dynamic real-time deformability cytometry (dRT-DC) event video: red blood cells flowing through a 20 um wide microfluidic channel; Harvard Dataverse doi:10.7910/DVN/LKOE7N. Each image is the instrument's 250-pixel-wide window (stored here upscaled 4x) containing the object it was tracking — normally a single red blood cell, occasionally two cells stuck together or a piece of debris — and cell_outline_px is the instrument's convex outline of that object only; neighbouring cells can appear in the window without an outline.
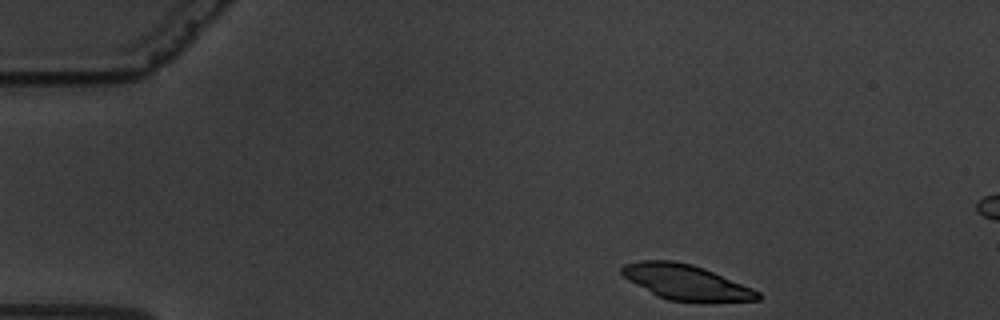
{"species": "common noctule bat (a hibernating species)", "species_latin": "Nyctalus noctula", "temperature_condition": "warm", "stored_images_in_passage": 53, "camera_frame_rate_fps": 3000, "um_per_image_px": 0.085, "animal": {"sex": "male", "body_mass_g": 19.5, "forearm_length_mm": 54.6}, "frame": {"image": 1, "passage_image": 1, "time_ms": 0.0, "image_size_px": [1000, 320], "cell_outline_px": [[760, 300], [668, 300], [656, 296], [628, 280], [620, 272], [620, 268], [624, 264], [640, 260], [672, 260], [692, 264], [704, 268], [752, 288], [760, 292]], "centroid_in_image_um": [58.23, 23.95], "position_along_channel_um": 26.8, "area_um2": 27.28}}